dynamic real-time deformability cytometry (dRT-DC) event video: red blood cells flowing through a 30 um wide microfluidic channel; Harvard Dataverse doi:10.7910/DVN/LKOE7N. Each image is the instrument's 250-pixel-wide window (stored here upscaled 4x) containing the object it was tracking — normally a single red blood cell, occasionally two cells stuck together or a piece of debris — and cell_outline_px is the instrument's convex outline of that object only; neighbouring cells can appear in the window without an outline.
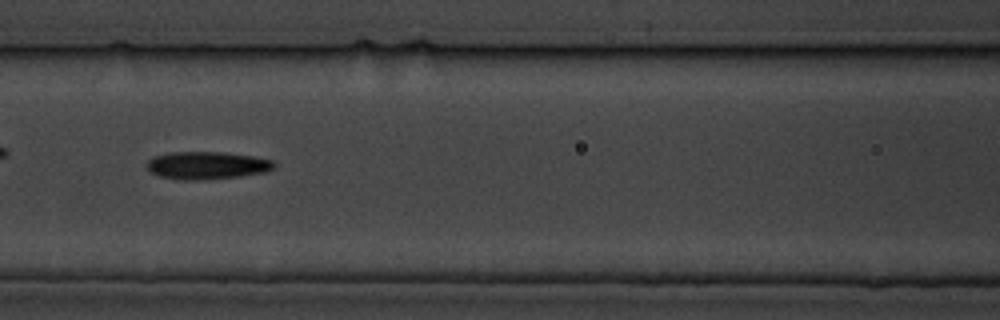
{"species": "common noctule bat (a hibernating species)", "species_latin": "Nyctalus noctula", "temperature_condition": "cold", "stored_images_in_passage": 44, "segment_of_instrument_passage": [1, 2], "camera_frame_rate_fps": 3000, "um_per_image_px": 0.085, "animal": {"sex": "male", "body_mass_g": 19.5, "forearm_length_mm": 54.6}, "frame": {"image": 1, "passage_image": 10, "time_ms": 3.0, "image_size_px": [1000, 320], "cell_outline_px": [[276, 168], [264, 172], [240, 176], [200, 180], [180, 180], [160, 176], [152, 172], [144, 164], [148, 160], [156, 156], [168, 152], [224, 152], [252, 156], [272, 160], [276, 164]], "centroid_in_image_um": [17.59, 14.05], "position_along_channel_um": 149.0, "area_um2": 20.52}}
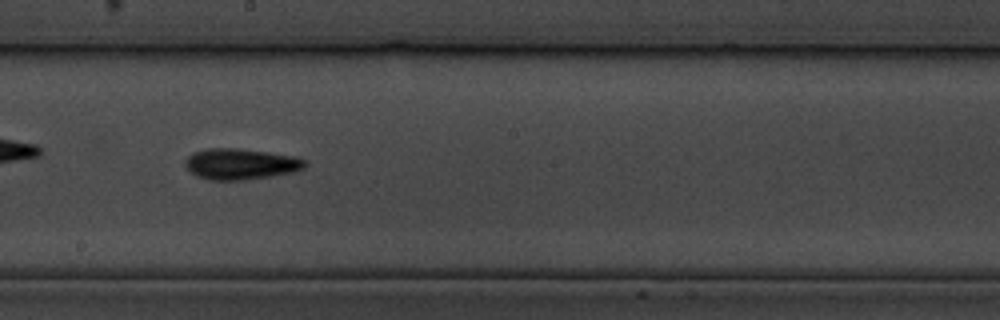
{"frame": {"image": 2, "passage_image": 17, "time_ms": 5.333, "image_size_px": [1000, 320], "cell_outline_px": [[308, 164], [304, 168], [296, 172], [272, 176], [244, 180], [208, 180], [196, 176], [184, 164], [184, 160], [192, 152], [208, 148], [236, 148], [268, 152], [296, 156], [308, 160]], "centroid_in_image_um": [20.5, 13.94], "position_along_channel_um": 227.7, "area_um2": 21.96}}
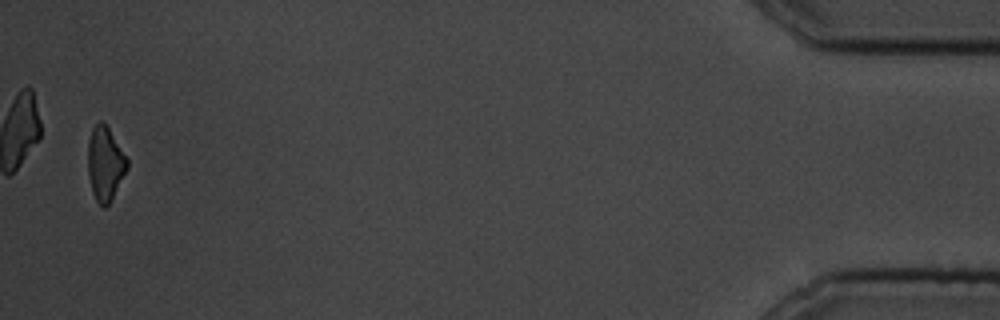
{"frame": {"image": 3, "passage_image": 42, "time_ms": 13.667, "image_size_px": [1000, 320], "cell_outline_px": [[128, 168], [108, 204], [104, 208], [96, 200], [92, 192], [88, 176], [88, 140], [92, 128], [100, 120], [104, 120], [128, 160]], "centroid_in_image_um": [8.92, 13.87], "position_along_channel_um": 426.3, "area_um2": 16.82}}